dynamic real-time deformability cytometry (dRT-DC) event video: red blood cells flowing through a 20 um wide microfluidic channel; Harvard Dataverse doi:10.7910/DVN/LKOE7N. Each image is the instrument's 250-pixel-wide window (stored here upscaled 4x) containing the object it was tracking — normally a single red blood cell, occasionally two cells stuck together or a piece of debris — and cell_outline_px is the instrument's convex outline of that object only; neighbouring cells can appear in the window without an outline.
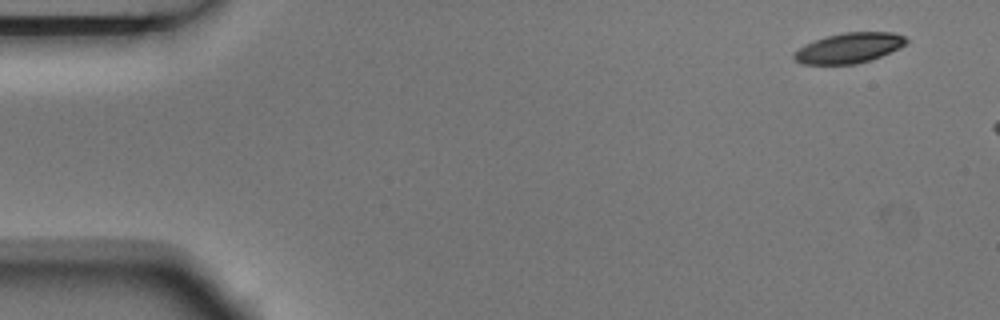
{"species": "Egyptian fruit bat (a non-hibernating species)", "species_latin": "Rousettus aegyptiacus", "temperature_condition": "room temperature", "stored_images_in_passage": 2, "camera_frame_rate_fps": 3000, "um_per_image_px": 0.085, "animal": {"sex": "male"}, "frame": {"image": 1, "passage_image": 1, "time_ms": 0.0, "image_size_px": [1000, 320], "cell_outline_px": [[908, 40], [900, 48], [872, 60], [856, 64], [800, 64], [792, 56], [792, 52], [816, 40], [828, 36], [844, 32], [896, 32], [904, 36]], "centroid_in_image_um": [72.19, 4.08], "position_along_channel_um": 12.8, "area_um2": 19.71}}